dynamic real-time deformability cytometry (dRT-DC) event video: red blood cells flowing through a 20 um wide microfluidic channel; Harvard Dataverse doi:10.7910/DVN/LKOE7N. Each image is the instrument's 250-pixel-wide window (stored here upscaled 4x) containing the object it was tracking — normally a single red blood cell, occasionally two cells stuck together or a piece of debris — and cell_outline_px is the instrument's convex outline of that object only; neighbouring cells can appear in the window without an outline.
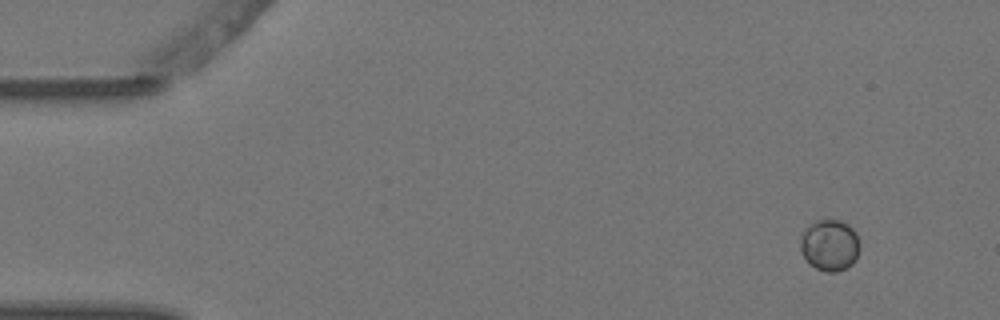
{"species": "Egyptian fruit bat (a non-hibernating species)", "species_latin": "Rousettus aegyptiacus", "temperature_condition": "warm", "stored_images_in_passage": 5, "camera_frame_rate_fps": 3000, "um_per_image_px": 0.085, "animal": {"sex": "female"}, "frame": {"image": 1, "passage_image": 1, "time_ms": 0.0, "image_size_px": [1000, 320], "cell_outline_px": [[860, 248], [856, 260], [852, 264], [836, 272], [824, 272], [808, 264], [800, 252], [800, 236], [804, 228], [808, 224], [816, 220], [840, 220], [848, 224], [856, 232], [860, 244]], "centroid_in_image_um": [70.5, 20.84], "position_along_channel_um": 14.5, "area_um2": 18.26}}
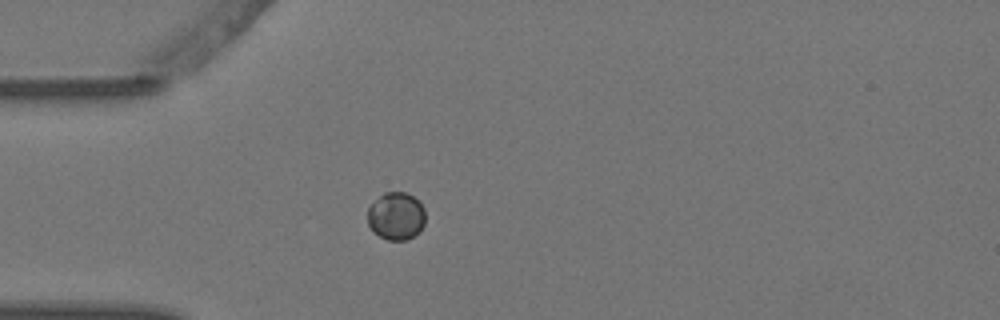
{"frame": {"image": 2, "passage_image": 4, "time_ms": 1.0, "image_size_px": [1000, 320], "cell_outline_px": [[424, 224], [420, 232], [408, 240], [388, 240], [380, 236], [368, 224], [368, 208], [384, 192], [404, 192], [412, 196], [424, 208]], "centroid_in_image_um": [33.69, 18.38], "position_along_channel_um": 51.3, "area_um2": 15.84}}